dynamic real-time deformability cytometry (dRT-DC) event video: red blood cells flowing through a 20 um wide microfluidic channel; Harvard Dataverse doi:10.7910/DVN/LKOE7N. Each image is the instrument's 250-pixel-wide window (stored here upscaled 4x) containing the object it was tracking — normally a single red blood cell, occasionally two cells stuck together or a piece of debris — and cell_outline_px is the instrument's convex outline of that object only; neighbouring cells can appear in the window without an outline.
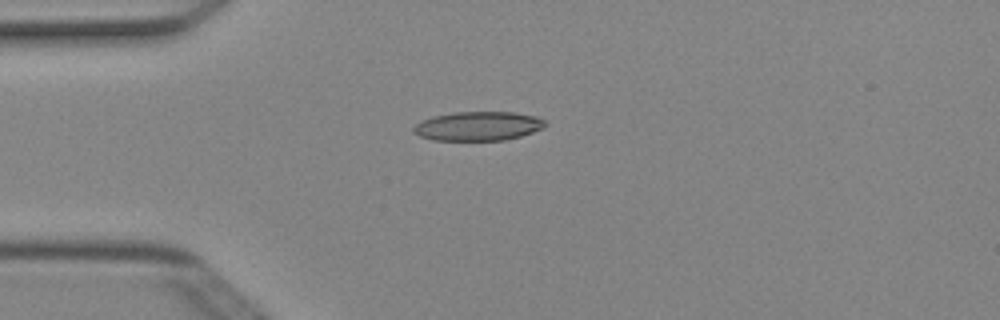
{"species": "Egyptian fruit bat (a non-hibernating species)", "species_latin": "Rousettus aegyptiacus", "temperature_condition": "cold", "stored_images_in_passage": 3, "camera_frame_rate_fps": 3000, "um_per_image_px": 0.085, "animal": {"sex": "female"}, "frame": {"image": 1, "passage_image": 3, "time_ms": 0.667, "image_size_px": [1000, 320], "cell_outline_px": [[548, 124], [544, 128], [520, 136], [504, 140], [432, 140], [420, 136], [412, 132], [412, 128], [416, 124], [432, 116], [452, 112], [512, 112], [536, 116], [544, 120]], "centroid_in_image_um": [40.64, 10.71], "position_along_channel_um": 44.4, "area_um2": 22.37}}